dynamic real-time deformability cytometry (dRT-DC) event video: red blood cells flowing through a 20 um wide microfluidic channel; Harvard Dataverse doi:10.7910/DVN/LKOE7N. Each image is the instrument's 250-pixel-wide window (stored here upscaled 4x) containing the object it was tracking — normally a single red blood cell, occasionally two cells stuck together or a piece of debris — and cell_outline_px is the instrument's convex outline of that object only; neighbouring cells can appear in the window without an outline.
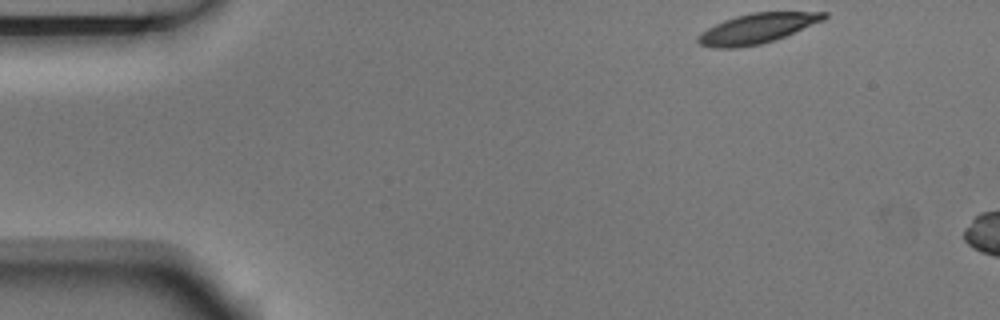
{"species": "Egyptian fruit bat (a non-hibernating species)", "species_latin": "Rousettus aegyptiacus", "temperature_condition": "room temperature", "stored_images_in_passage": 2, "camera_frame_rate_fps": 3000, "um_per_image_px": 0.085, "animal": {"sex": "male"}, "frame": {"image": 1, "passage_image": 1, "time_ms": 0.0, "image_size_px": [1000, 320], "cell_outline_px": [[828, 16], [824, 20], [784, 36], [760, 44], [736, 48], [712, 48], [700, 44], [696, 40], [696, 36], [700, 32], [724, 20], [736, 16], [752, 12], [828, 12]], "centroid_in_image_um": [64.31, 2.42], "position_along_channel_um": 20.7, "area_um2": 21.79}}